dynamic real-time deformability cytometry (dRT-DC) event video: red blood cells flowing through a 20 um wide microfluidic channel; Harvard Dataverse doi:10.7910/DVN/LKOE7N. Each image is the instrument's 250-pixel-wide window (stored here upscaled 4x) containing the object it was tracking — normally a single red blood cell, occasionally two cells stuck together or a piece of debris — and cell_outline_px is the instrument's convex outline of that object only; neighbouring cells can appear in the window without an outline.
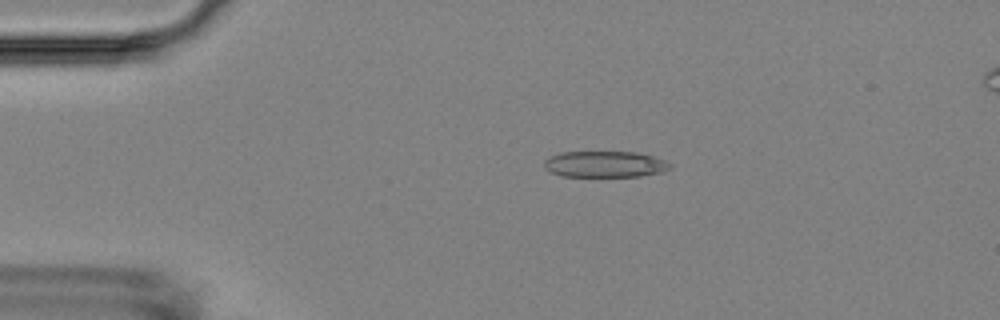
{"species": "Egyptian fruit bat (a non-hibernating species)", "species_latin": "Rousettus aegyptiacus", "temperature_condition": "room temperature", "stored_images_in_passage": 9, "camera_frame_rate_fps": 3000, "um_per_image_px": 0.085, "animal": {"sex": "female"}, "frame": {"image": 1, "passage_image": 3, "time_ms": 2.333, "image_size_px": [1000, 320], "cell_outline_px": [[672, 168], [664, 172], [640, 176], [560, 176], [544, 168], [544, 160], [548, 156], [560, 152], [636, 152], [652, 156], [664, 160], [672, 164]], "centroid_in_image_um": [51.42, 13.95], "position_along_channel_um": 33.6, "area_um2": 19.36}}
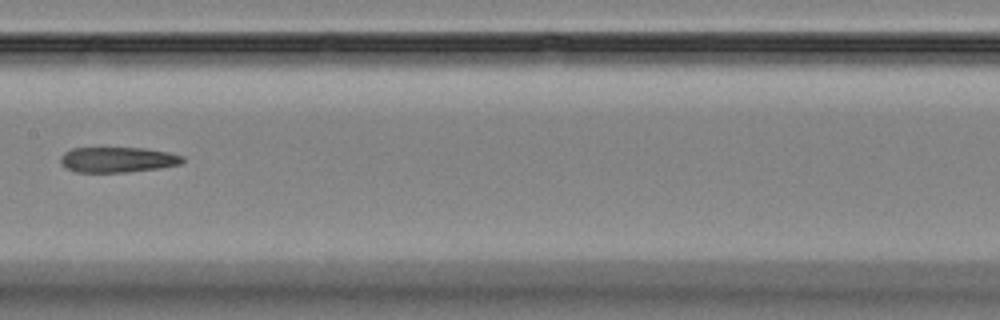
{"frame": {"image": 2, "passage_image": 8, "time_ms": 8.0, "image_size_px": [1000, 320], "cell_outline_px": [[184, 160], [180, 164], [156, 168], [128, 172], [76, 172], [64, 168], [60, 164], [60, 156], [64, 152], [72, 148], [144, 148], [168, 152], [184, 156]], "centroid_in_image_um": [9.94, 13.57], "position_along_channel_um": 197.5, "area_um2": 18.09}}
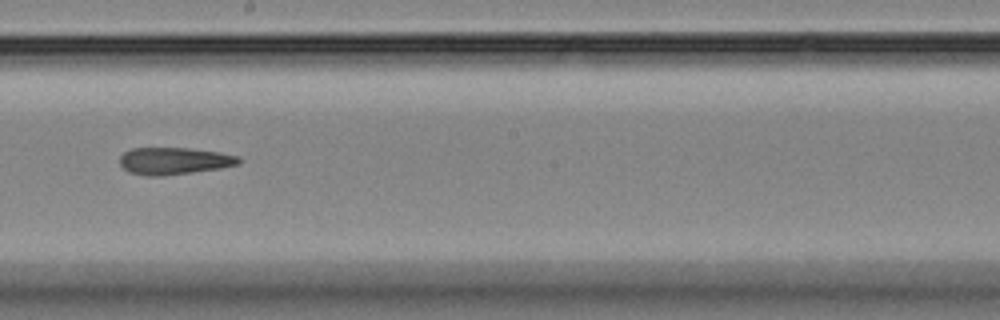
{"frame": {"image": 3, "passage_image": 9, "time_ms": 9.0, "image_size_px": [1000, 320], "cell_outline_px": [[240, 164], [220, 168], [164, 176], [144, 176], [128, 172], [120, 164], [120, 156], [124, 152], [132, 148], [188, 148], [220, 152], [240, 156]], "centroid_in_image_um": [14.79, 13.68], "position_along_channel_um": 233.4, "area_um2": 18.9}}